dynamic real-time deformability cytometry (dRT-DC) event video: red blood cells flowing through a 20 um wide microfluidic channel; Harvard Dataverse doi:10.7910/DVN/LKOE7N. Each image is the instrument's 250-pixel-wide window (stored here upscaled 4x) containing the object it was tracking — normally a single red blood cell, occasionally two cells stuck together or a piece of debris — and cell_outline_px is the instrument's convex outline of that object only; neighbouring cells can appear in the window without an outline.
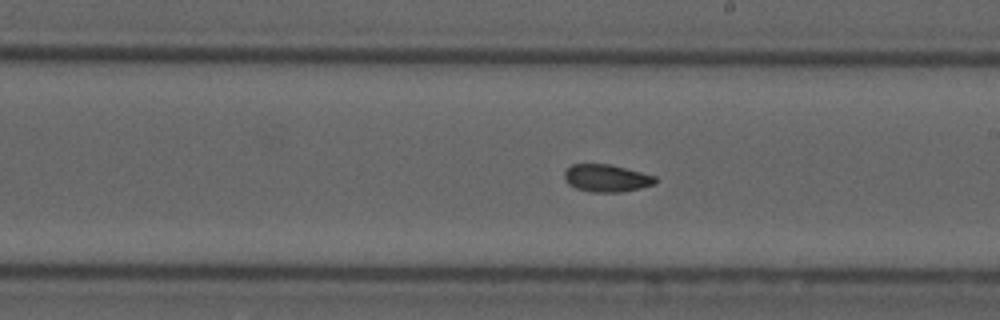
{"species": "common noctule bat (a hibernating species)", "species_latin": "Nyctalus noctula", "temperature_condition": "cold", "stored_images_in_passage": 22, "camera_frame_rate_fps": 3000, "um_per_image_px": 0.085, "animal": {"sex": "male", "forearm_length_mm": 52.5}, "frame": {"image": 1, "passage_image": 12, "time_ms": 3.667, "image_size_px": [1000, 320], "cell_outline_px": [[660, 180], [656, 184], [640, 188], [620, 192], [592, 192], [576, 188], [568, 184], [564, 180], [564, 172], [572, 164], [612, 164], [656, 176]], "centroid_in_image_um": [51.59, 15.14], "position_along_channel_um": 237.4, "area_um2": 14.74}}